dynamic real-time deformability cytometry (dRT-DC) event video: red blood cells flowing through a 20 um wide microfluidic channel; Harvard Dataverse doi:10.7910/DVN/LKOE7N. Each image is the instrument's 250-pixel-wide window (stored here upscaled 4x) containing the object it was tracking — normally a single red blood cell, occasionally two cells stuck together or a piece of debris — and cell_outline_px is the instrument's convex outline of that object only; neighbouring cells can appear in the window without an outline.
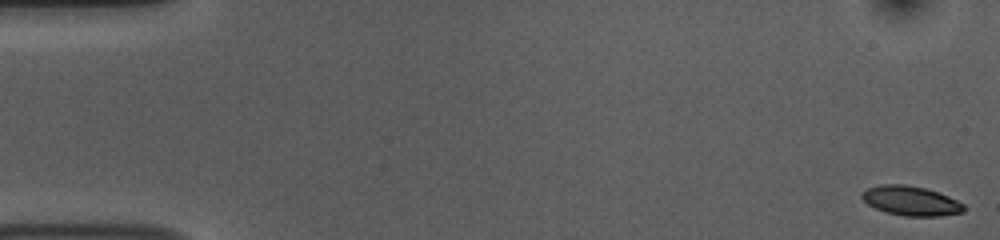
{"species": "common noctule bat (a hibernating species)", "species_latin": "Nyctalus noctula", "temperature_condition": "room temperature", "stored_images_in_passage": 53, "camera_frame_rate_fps": 3000, "um_per_image_px": 0.085, "animal": {"sex": "female", "body_mass_g": 10.0, "forearm_length_mm": 53.1}, "frame": {"image": 1, "passage_image": 1, "time_ms": 0.0, "image_size_px": [1000, 240], "cell_outline_px": [[964, 212], [940, 216], [904, 216], [884, 212], [868, 204], [860, 196], [860, 192], [868, 188], [880, 184], [904, 184], [924, 188], [948, 196], [964, 204]], "centroid_in_image_um": [77.39, 17.07], "position_along_channel_um": 7.6, "area_um2": 17.51}}
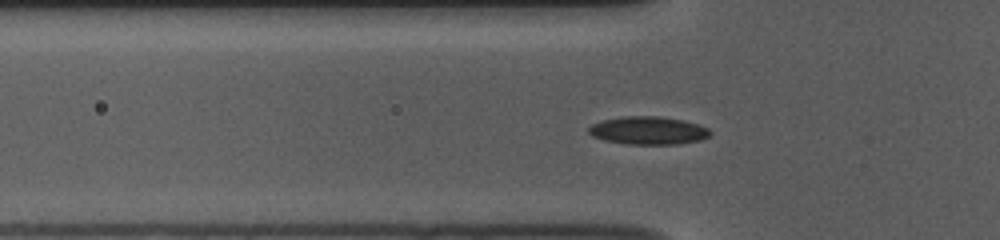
{"frame": {"image": 2, "passage_image": 17, "time_ms": 5.333, "image_size_px": [1000, 240], "cell_outline_px": [[712, 132], [708, 136], [700, 140], [676, 144], [628, 144], [604, 140], [592, 136], [588, 132], [588, 128], [592, 124], [600, 120], [624, 116], [656, 116], [684, 120], [708, 128]], "centroid_in_image_um": [55.07, 11.09], "position_along_channel_um": 70.7, "area_um2": 19.77}}
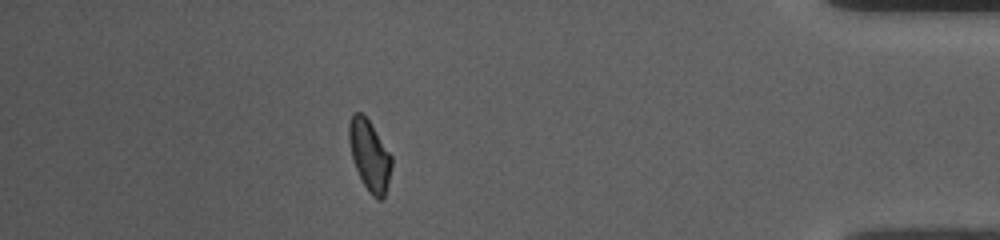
{"frame": {"image": 3, "passage_image": 47, "time_ms": 15.333, "image_size_px": [1000, 240], "cell_outline_px": [[392, 168], [384, 196], [380, 200], [376, 200], [368, 192], [356, 168], [352, 156], [348, 140], [348, 124], [352, 112], [360, 112], [368, 120], [392, 156]], "centroid_in_image_um": [31.4, 13.21], "position_along_channel_um": 403.8, "area_um2": 17.4}, "authors_computed_cell_mechanics": {"area_um2": 18.1492, "velocity_mm_per_s": 3.7673, "shape_relaxation_time_tau1_ms": 7.3476, "shape_relaxation_time_tau2_ms": 3.9313, "deformation_change_tau1": 0.1348, "deformation_change_tau2": 0.0763}}